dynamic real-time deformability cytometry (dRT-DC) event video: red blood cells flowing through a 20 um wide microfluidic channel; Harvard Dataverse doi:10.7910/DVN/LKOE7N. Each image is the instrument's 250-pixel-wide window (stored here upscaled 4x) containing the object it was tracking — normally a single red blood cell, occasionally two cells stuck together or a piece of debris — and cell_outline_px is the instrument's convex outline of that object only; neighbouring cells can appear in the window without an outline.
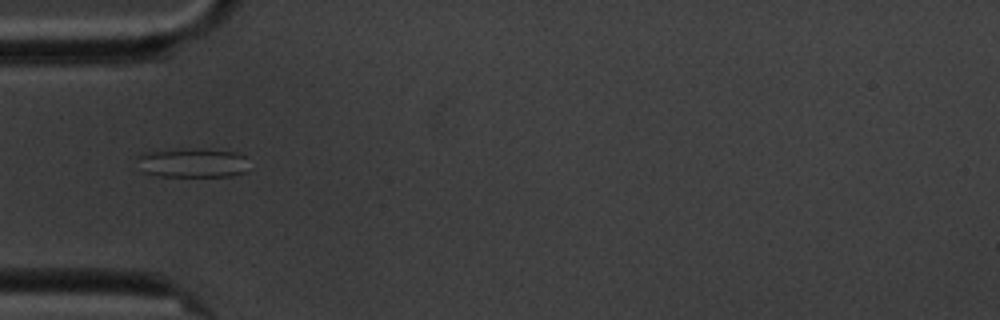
{"species": "common noctule bat (a hibernating species)", "species_latin": "Nyctalus noctula", "temperature_condition": "cold", "stored_images_in_passage": 4, "camera_frame_rate_fps": 3000, "um_per_image_px": 0.085, "animal": {"sex": "male", "body_mass_g": 20.1, "forearm_length_mm": 53.5}, "frame": {"image": 1, "passage_image": 1, "time_ms": 0.0, "image_size_px": [1000, 320], "cell_outline_px": [[248, 172], [232, 176], [160, 176], [144, 172], [136, 156], [144, 152], [180, 148], [236, 152], [244, 156]], "centroid_in_image_um": [16.36, 13.84], "position_along_channel_um": 68.6, "area_um2": 19.02}}
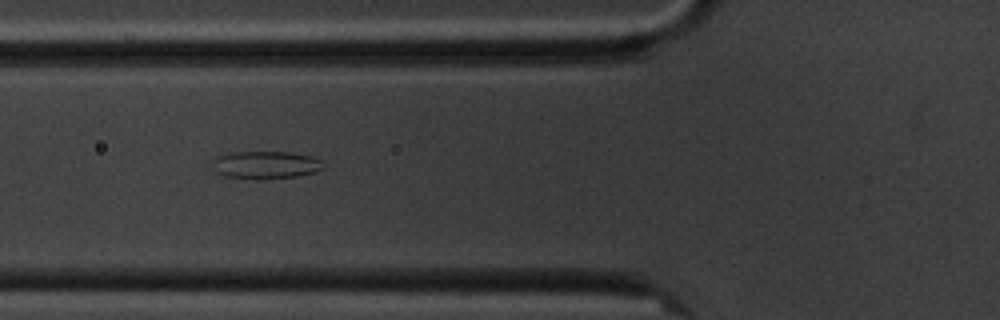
{"frame": {"image": 2, "passage_image": 2, "time_ms": 1.0, "image_size_px": [1000, 320], "cell_outline_px": [[324, 168], [316, 172], [296, 176], [224, 176], [216, 172], [212, 160], [216, 156], [232, 152], [288, 152], [312, 156], [320, 160]], "centroid_in_image_um": [22.6, 13.96], "position_along_channel_um": 103.2, "area_um2": 16.94}}